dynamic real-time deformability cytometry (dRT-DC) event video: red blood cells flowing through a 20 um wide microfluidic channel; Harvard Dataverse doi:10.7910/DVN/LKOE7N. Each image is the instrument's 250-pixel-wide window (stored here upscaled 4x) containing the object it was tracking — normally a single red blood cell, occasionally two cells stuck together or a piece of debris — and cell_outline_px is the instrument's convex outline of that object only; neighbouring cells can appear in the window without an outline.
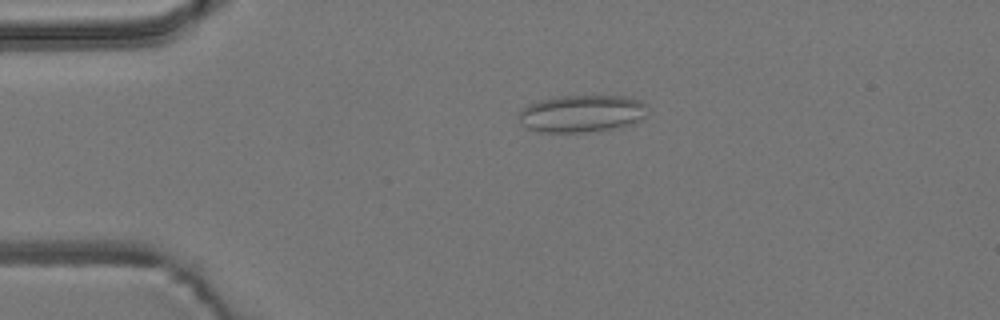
{"species": "common noctule bat (a hibernating species)", "species_latin": "Nyctalus noctula", "temperature_condition": "room temperature", "stored_images_in_passage": 3, "camera_frame_rate_fps": 3000, "um_per_image_px": 0.085, "animal": {"sex": "male", "body_mass_g": 19.2, "forearm_length_mm": 51.8}, "frame": {"image": 1, "passage_image": 2, "time_ms": 1.333, "image_size_px": [1000, 320], "cell_outline_px": [[648, 116], [636, 124], [612, 128], [584, 132], [540, 132], [528, 128], [520, 120], [520, 112], [528, 104], [540, 100], [560, 96], [628, 96], [640, 100], [644, 104]], "centroid_in_image_um": [49.52, 9.65], "position_along_channel_um": 35.5, "area_um2": 27.92}}